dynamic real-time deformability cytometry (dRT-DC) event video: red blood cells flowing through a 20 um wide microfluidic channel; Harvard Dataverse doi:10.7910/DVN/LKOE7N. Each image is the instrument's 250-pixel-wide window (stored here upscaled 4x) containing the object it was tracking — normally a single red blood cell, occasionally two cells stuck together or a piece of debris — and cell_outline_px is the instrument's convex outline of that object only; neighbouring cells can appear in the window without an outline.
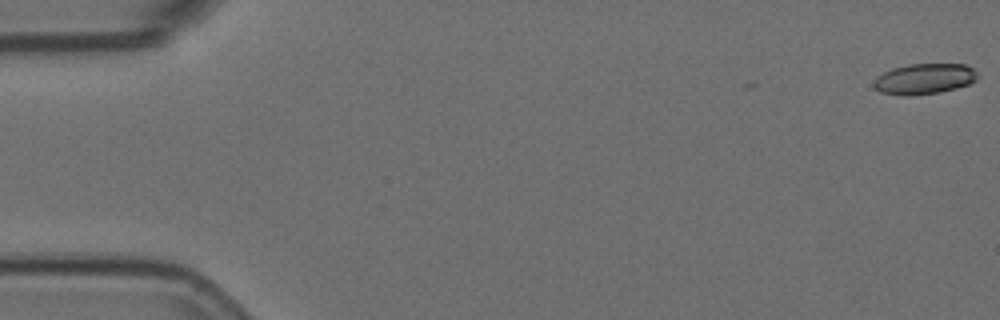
{"species": "Egyptian fruit bat (a non-hibernating species)", "species_latin": "Rousettus aegyptiacus", "temperature_condition": "room temperature", "stored_images_in_passage": 3, "camera_frame_rate_fps": 3000, "um_per_image_px": 0.085, "animal": {"sex": "female"}, "frame": {"image": 1, "passage_image": 1, "time_ms": 0.0, "image_size_px": [1000, 320], "cell_outline_px": [[980, 76], [976, 80], [968, 84], [956, 88], [940, 92], [912, 96], [904, 96], [880, 92], [872, 84], [876, 76], [892, 68], [908, 64], [964, 64], [972, 68]], "centroid_in_image_um": [78.55, 6.71], "position_along_channel_um": 6.4, "area_um2": 18.67}}